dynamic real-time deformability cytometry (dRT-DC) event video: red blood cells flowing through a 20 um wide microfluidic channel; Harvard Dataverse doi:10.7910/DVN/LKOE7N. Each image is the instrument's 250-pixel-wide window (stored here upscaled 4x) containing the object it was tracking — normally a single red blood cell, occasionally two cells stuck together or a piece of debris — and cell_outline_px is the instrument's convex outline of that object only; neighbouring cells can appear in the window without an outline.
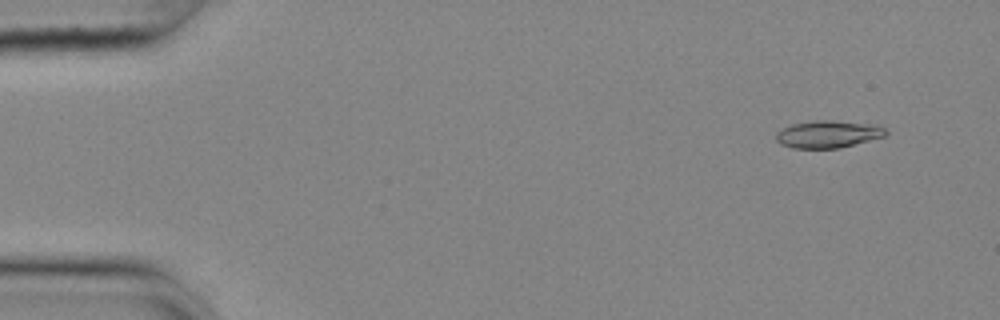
{"species": "common noctule bat (a hibernating species)", "species_latin": "Nyctalus noctula", "temperature_condition": "cold", "stored_images_in_passage": 56, "camera_frame_rate_fps": 3000, "um_per_image_px": 0.085, "animal": {"sex": "female", "body_mass_g": 25.1}, "frame": {"image": 1, "passage_image": 5, "time_ms": 1.333, "image_size_px": [1000, 320], "cell_outline_px": [[888, 132], [884, 136], [840, 148], [792, 148], [780, 144], [776, 140], [776, 132], [792, 124], [816, 120], [832, 120], [872, 124], [884, 128]], "centroid_in_image_um": [70.36, 11.4], "position_along_channel_um": 14.6, "area_um2": 17.34}}
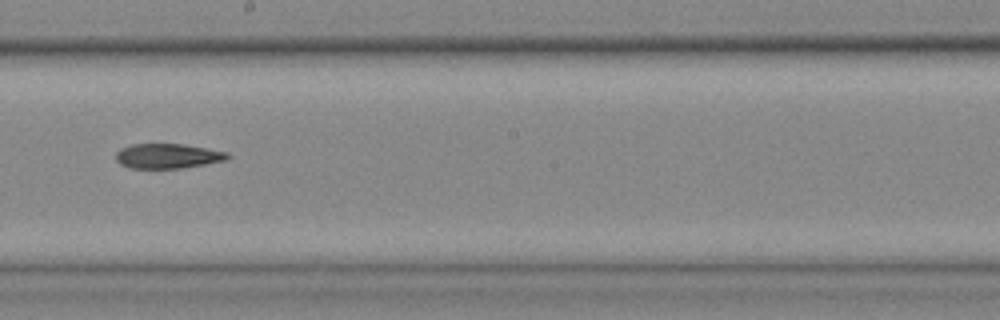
{"frame": {"image": 2, "passage_image": 32, "time_ms": 10.333, "image_size_px": [1000, 320], "cell_outline_px": [[232, 156], [228, 160], [180, 168], [132, 168], [120, 164], [116, 160], [116, 152], [120, 148], [132, 144], [180, 144], [228, 152]], "centroid_in_image_um": [14.26, 13.26], "position_along_channel_um": 233.9, "area_um2": 16.07}}
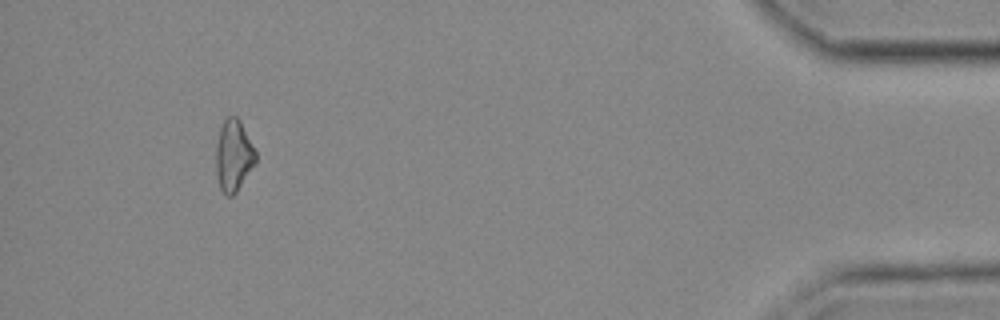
{"frame": {"image": 3, "passage_image": 52, "time_ms": 17.0, "image_size_px": [1000, 320], "cell_outline_px": [[256, 160], [236, 192], [232, 196], [224, 196], [220, 188], [216, 176], [216, 144], [220, 128], [224, 120], [228, 116], [236, 116], [240, 120], [256, 152]], "centroid_in_image_um": [19.82, 13.23], "position_along_channel_um": 415.4, "area_um2": 16.42}}